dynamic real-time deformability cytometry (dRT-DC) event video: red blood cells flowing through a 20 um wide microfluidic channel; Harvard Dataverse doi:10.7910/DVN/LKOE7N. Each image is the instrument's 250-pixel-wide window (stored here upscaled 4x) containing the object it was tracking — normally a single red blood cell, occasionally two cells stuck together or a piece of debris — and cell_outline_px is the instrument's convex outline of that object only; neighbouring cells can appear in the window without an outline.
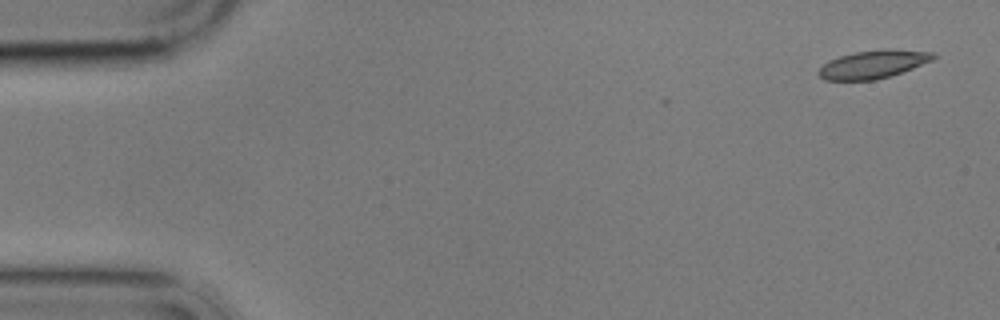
{"species": "common noctule bat (a hibernating species)", "species_latin": "Nyctalus noctula", "temperature_condition": "cold", "stored_images_in_passage": 5, "camera_frame_rate_fps": 3000, "um_per_image_px": 0.085, "animal": {"sex": "male", "body_mass_g": 17.9}, "frame": {"image": 1, "passage_image": 1, "time_ms": 0.0, "image_size_px": [1000, 320], "cell_outline_px": [[940, 56], [932, 60], [912, 68], [876, 80], [824, 80], [816, 72], [828, 60], [840, 56], [856, 52], [932, 52]], "centroid_in_image_um": [74.12, 5.53], "position_along_channel_um": 10.9, "area_um2": 17.63}}
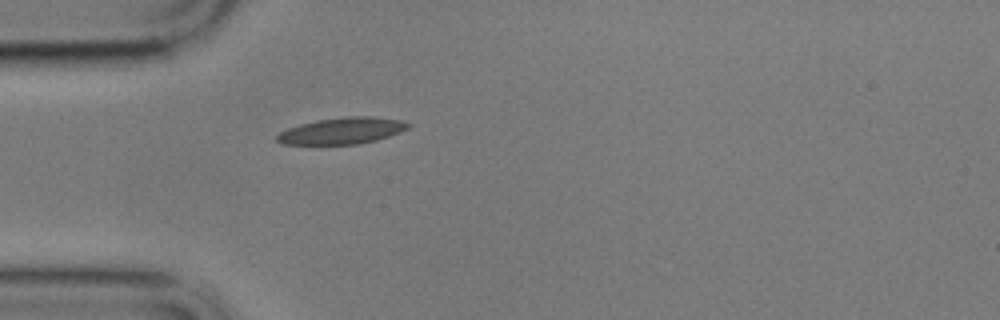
{"frame": {"image": 2, "passage_image": 5, "time_ms": 4.667, "image_size_px": [1000, 320], "cell_outline_px": [[412, 124], [408, 128], [400, 132], [376, 140], [356, 144], [284, 144], [276, 140], [276, 136], [280, 132], [288, 128], [300, 124], [316, 120], [348, 116], [372, 116], [400, 120]], "centroid_in_image_um": [29.08, 11.11], "position_along_channel_um": 55.9, "area_um2": 20.11}}